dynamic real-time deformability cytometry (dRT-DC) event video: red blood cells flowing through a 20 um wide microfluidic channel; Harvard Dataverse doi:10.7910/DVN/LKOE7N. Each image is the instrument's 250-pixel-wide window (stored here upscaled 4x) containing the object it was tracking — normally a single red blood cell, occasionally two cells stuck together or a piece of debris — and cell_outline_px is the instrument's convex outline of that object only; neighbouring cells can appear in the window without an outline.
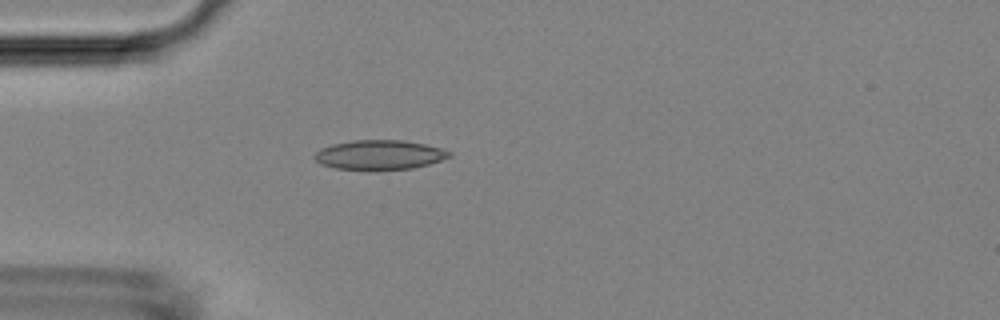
{"species": "Egyptian fruit bat (a non-hibernating species)", "species_latin": "Rousettus aegyptiacus", "temperature_condition": "room temperature", "stored_images_in_passage": 3, "camera_frame_rate_fps": 3000, "um_per_image_px": 0.085, "animal": {"sex": "female"}, "frame": {"image": 1, "passage_image": 3, "time_ms": 2.333, "image_size_px": [1000, 320], "cell_outline_px": [[452, 156], [428, 164], [412, 168], [372, 172], [336, 168], [320, 164], [312, 156], [320, 148], [332, 144], [352, 140], [400, 140], [424, 144], [440, 148], [452, 152]], "centroid_in_image_um": [32.21, 13.19], "position_along_channel_um": 52.8, "area_um2": 23.7}}